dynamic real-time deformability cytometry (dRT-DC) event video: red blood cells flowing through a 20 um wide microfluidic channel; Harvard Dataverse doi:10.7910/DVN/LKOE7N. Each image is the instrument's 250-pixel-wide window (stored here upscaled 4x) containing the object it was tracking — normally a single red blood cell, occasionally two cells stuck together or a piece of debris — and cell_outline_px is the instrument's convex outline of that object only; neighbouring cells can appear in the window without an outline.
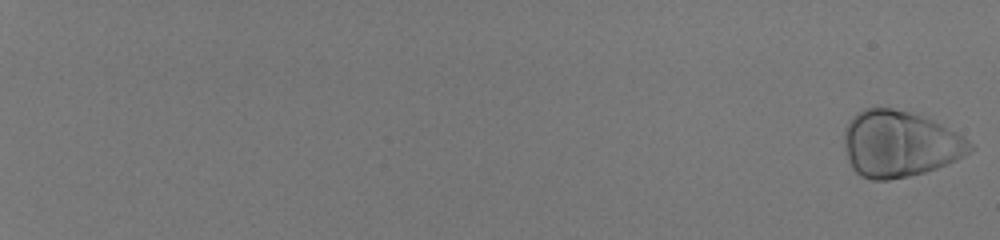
{"species": "human", "species_latin": "Homo sapiens", "temperature_condition": "room temperature", "stored_images_in_passage": 57, "camera_frame_rate_fps": 3000, "um_per_image_px": 0.085, "donor": {"sex": "male"}, "frame": {"image": 1, "passage_image": 1, "time_ms": 0.0, "image_size_px": [1000, 240], "cell_outline_px": [[976, 148], [964, 156], [948, 164], [924, 172], [908, 176], [888, 180], [872, 180], [860, 176], [852, 168], [848, 160], [844, 148], [844, 128], [852, 116], [856, 112], [864, 108], [892, 108], [920, 112], [964, 136]], "centroid_in_image_um": [76.48, 12.2], "position_along_channel_um": 8.5, "area_um2": 49.48}}
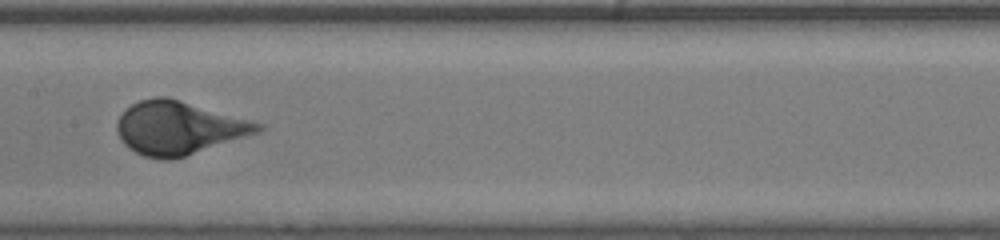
{"frame": {"image": 2, "passage_image": 36, "time_ms": 11.667, "image_size_px": [1000, 240], "cell_outline_px": [[264, 128], [260, 132], [184, 156], [168, 160], [164, 160], [144, 156], [128, 148], [124, 144], [116, 128], [116, 120], [132, 104], [140, 100], [156, 96], [168, 96], [264, 124]], "centroid_in_image_um": [15.19, 10.86], "position_along_channel_um": 192.2, "area_um2": 43.41}}
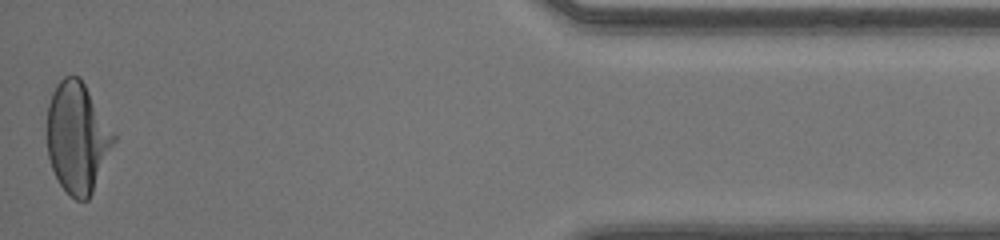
{"frame": {"image": 3, "passage_image": 57, "time_ms": 18.667, "image_size_px": [1000, 240], "cell_outline_px": [[116, 140], [92, 192], [88, 200], [76, 200], [60, 184], [52, 168], [48, 156], [48, 104], [52, 92], [56, 84], [64, 76], [80, 76], [116, 132]], "centroid_in_image_um": [6.6, 11.65], "position_along_channel_um": 428.6, "area_um2": 43.0}}